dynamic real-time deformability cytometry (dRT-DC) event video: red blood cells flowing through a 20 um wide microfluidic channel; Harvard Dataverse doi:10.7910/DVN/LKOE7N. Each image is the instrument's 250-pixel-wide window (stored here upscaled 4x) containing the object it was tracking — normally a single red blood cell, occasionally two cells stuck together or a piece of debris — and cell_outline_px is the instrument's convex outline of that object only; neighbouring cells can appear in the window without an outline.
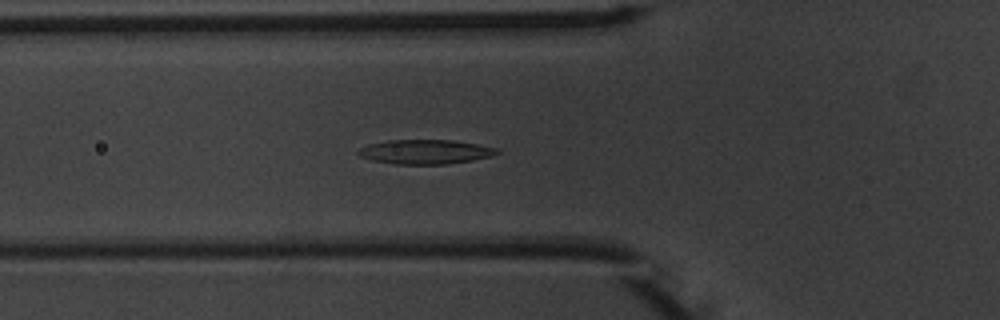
{"species": "common noctule bat (a hibernating species)", "species_latin": "Nyctalus noctula", "temperature_condition": "warm", "stored_images_in_passage": 49, "segment_of_instrument_passage": [1, 2], "camera_frame_rate_fps": 3000, "um_per_image_px": 0.085, "animal": {"sex": "male", "body_mass_g": 20.1, "forearm_length_mm": 53.5}, "frame": {"image": 1, "passage_image": 13, "time_ms": 4.0, "image_size_px": [1000, 320], "cell_outline_px": [[500, 152], [492, 156], [472, 160], [448, 164], [396, 164], [372, 160], [360, 156], [356, 152], [360, 148], [368, 144], [388, 140], [452, 140], [500, 148]], "centroid_in_image_um": [36.16, 12.9], "position_along_channel_um": 89.6, "area_um2": 19.71}}
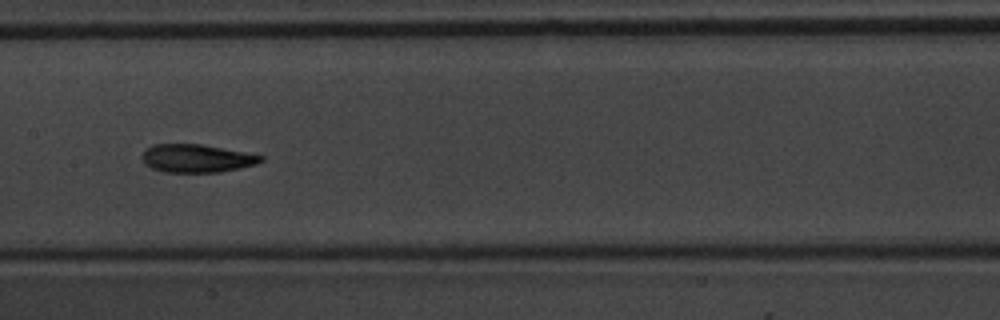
{"frame": {"image": 2, "passage_image": 21, "time_ms": 6.667, "image_size_px": [1000, 320], "cell_outline_px": [[264, 160], [256, 164], [240, 168], [220, 172], [164, 172], [152, 168], [144, 164], [140, 156], [152, 144], [200, 144], [244, 152], [264, 156]], "centroid_in_image_um": [16.7, 13.46], "position_along_channel_um": 190.7, "area_um2": 19.42}}
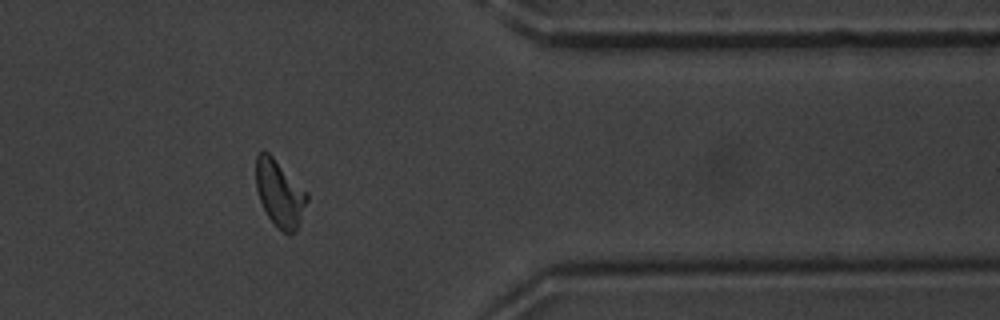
{"frame": {"image": 3, "passage_image": 38, "time_ms": 12.333, "image_size_px": [1000, 320], "cell_outline_px": [[308, 200], [300, 220], [296, 228], [288, 236], [276, 228], [268, 216], [260, 200], [256, 188], [256, 156], [260, 152], [268, 152], [308, 192]], "centroid_in_image_um": [23.77, 16.46], "position_along_channel_um": 387.6, "area_um2": 19.65}}